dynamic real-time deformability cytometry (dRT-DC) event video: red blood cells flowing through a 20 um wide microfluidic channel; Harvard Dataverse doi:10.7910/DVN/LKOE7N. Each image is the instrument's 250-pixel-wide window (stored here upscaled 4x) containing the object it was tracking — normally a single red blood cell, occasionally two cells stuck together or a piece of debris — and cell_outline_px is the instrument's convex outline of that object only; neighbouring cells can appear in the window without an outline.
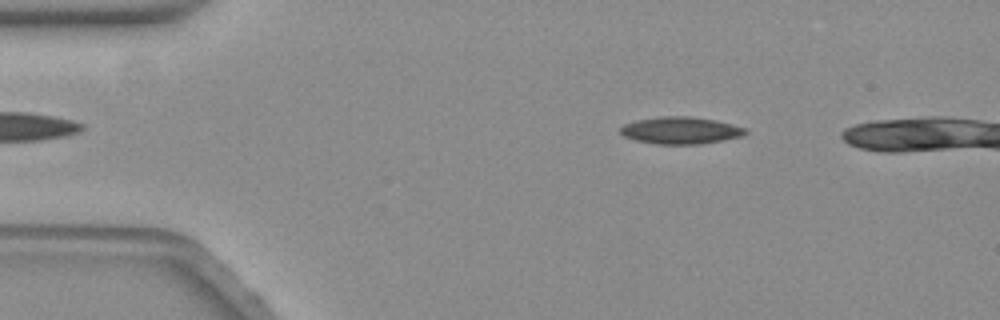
{"species": "common noctule bat (a hibernating species)", "species_latin": "Nyctalus noctula", "temperature_condition": "warm", "stored_images_in_passage": 25, "camera_frame_rate_fps": 3000, "um_per_image_px": 0.085, "animal": {"sex": "female", "body_mass_g": 19.3, "forearm_length_mm": 54.1}, "frame": {"image": 1, "passage_image": 9, "time_ms": 2.667, "image_size_px": [1000, 320], "cell_outline_px": [[748, 132], [740, 136], [700, 144], [656, 144], [636, 140], [624, 136], [620, 132], [620, 128], [624, 124], [636, 120], [660, 116], [688, 116], [712, 120], [744, 128]], "centroid_in_image_um": [57.77, 11.08], "position_along_channel_um": 27.2, "area_um2": 19.31}}
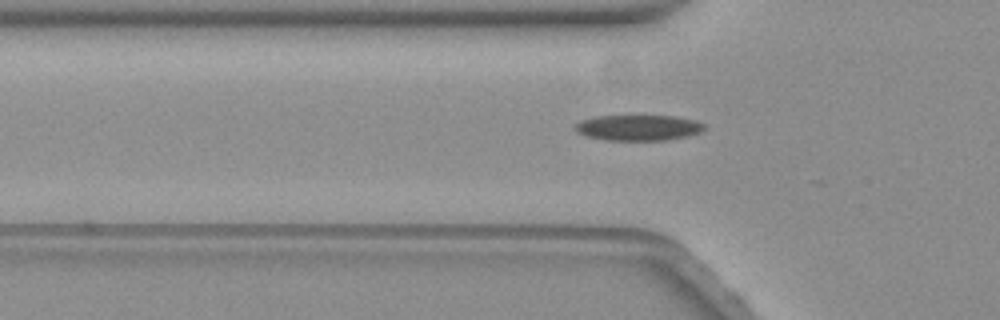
{"frame": {"image": 2, "passage_image": 18, "time_ms": 5.667, "image_size_px": [1000, 320], "cell_outline_px": [[704, 128], [700, 132], [688, 136], [668, 140], [604, 140], [584, 136], [576, 132], [572, 128], [580, 120], [596, 116], [672, 116], [692, 120], [704, 124]], "centroid_in_image_um": [54.18, 10.86], "position_along_channel_um": 71.6, "area_um2": 19.36}}
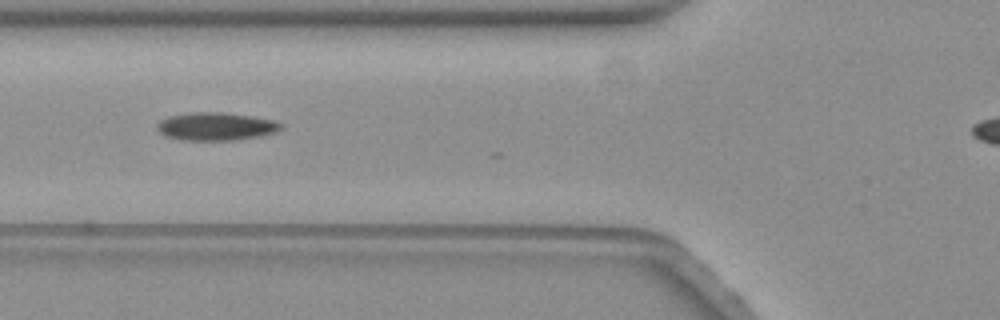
{"frame": {"image": 3, "passage_image": 21, "time_ms": 6.667, "image_size_px": [1000, 320], "cell_outline_px": [[280, 128], [276, 132], [260, 136], [240, 140], [180, 140], [164, 136], [156, 128], [156, 124], [160, 120], [168, 116], [192, 112], [224, 112], [252, 116], [272, 120], [280, 124]], "centroid_in_image_um": [18.29, 10.75], "position_along_channel_um": 107.5, "area_um2": 20.29}}